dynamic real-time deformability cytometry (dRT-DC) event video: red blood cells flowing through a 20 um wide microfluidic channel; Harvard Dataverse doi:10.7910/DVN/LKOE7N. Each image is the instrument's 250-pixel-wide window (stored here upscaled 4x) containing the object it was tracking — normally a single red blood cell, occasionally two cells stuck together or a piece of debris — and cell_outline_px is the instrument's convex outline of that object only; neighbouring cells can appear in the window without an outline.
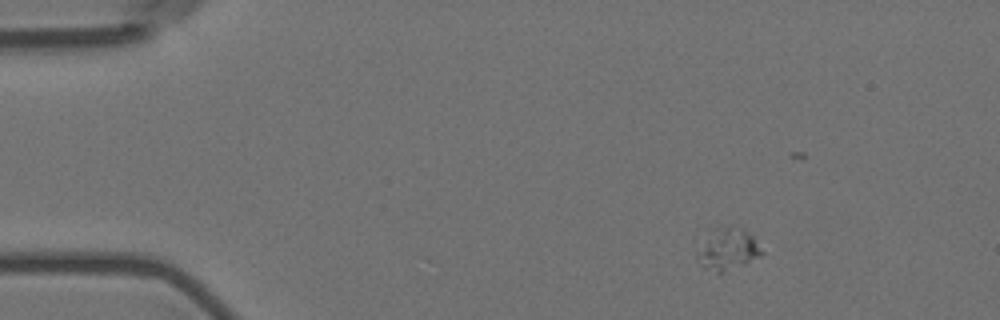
{"species": "Egyptian fruit bat (a non-hibernating species)", "species_latin": "Rousettus aegyptiacus", "temperature_condition": "room temperature", "stored_images_in_passage": 19, "camera_frame_rate_fps": 3000, "um_per_image_px": 0.085, "animal": {"sex": "female"}, "frame": {"image": 1, "passage_image": 1, "time_ms": 0.0, "image_size_px": [1000, 320], "cell_outline_px": [[764, 252], [760, 256], [744, 264], [724, 272], [716, 272], [704, 268], [696, 256], [696, 252], [708, 228], [728, 224], [732, 224], [744, 228], [752, 236]], "centroid_in_image_um": [61.81, 21.1], "position_along_channel_um": 23.2, "area_um2": 16.3}}
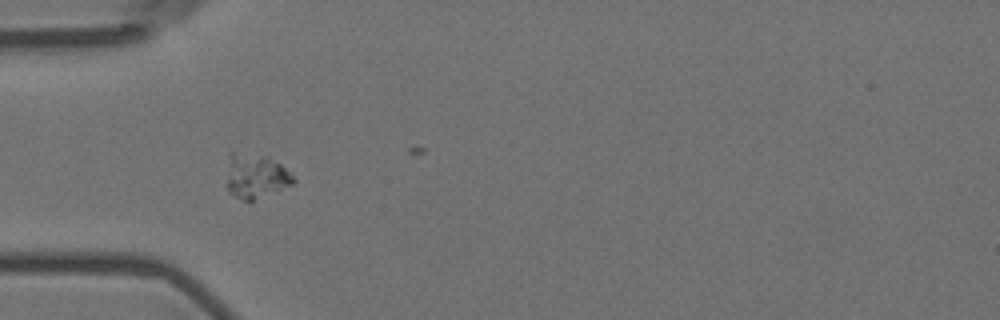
{"frame": {"image": 2, "passage_image": 11, "time_ms": 3.333, "image_size_px": [1000, 320], "cell_outline_px": [[296, 180], [292, 184], [276, 192], [252, 200], [244, 200], [232, 196], [228, 192], [228, 152], [232, 152], [268, 156], [280, 164]], "centroid_in_image_um": [21.72, 14.97], "position_along_channel_um": 63.3, "area_um2": 17.11}}
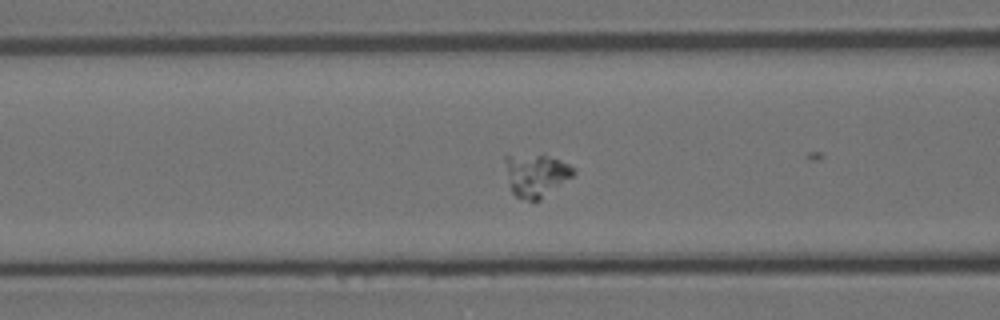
{"frame": {"image": 3, "passage_image": 16, "time_ms": 5.0, "image_size_px": [1000, 320], "cell_outline_px": [[576, 172], [572, 176], [540, 200], [528, 200], [516, 196], [508, 188], [504, 156], [544, 156], [560, 160], [576, 168]], "centroid_in_image_um": [45.54, 14.92], "position_along_channel_um": 121.1, "area_um2": 16.76}}